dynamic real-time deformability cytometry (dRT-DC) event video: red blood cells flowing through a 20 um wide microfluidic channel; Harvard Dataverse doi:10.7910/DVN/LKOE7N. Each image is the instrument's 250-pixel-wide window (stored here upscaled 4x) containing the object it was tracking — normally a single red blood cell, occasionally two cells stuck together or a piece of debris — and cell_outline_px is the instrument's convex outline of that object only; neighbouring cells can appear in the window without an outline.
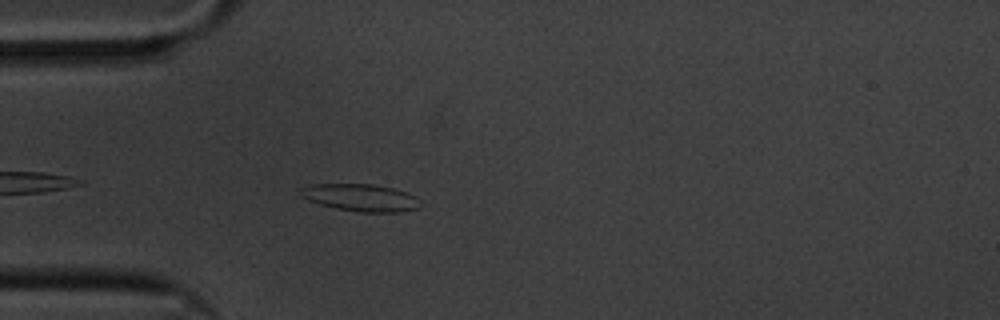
{"species": "common noctule bat (a hibernating species)", "species_latin": "Nyctalus noctula", "temperature_condition": "cold", "stored_images_in_passage": 24, "camera_frame_rate_fps": 3000, "um_per_image_px": 0.085, "animal": {"sex": "male", "body_mass_g": 20.1, "forearm_length_mm": 53.5}, "frame": {"image": 1, "passage_image": 4, "time_ms": 1.0, "image_size_px": [1000, 320], "cell_outline_px": [[420, 208], [400, 212], [360, 212], [336, 208], [320, 204], [308, 200], [300, 192], [300, 188], [308, 184], [372, 184], [392, 188], [416, 196], [420, 200]], "centroid_in_image_um": [30.68, 16.8], "position_along_channel_um": 54.3, "area_um2": 18.96}}